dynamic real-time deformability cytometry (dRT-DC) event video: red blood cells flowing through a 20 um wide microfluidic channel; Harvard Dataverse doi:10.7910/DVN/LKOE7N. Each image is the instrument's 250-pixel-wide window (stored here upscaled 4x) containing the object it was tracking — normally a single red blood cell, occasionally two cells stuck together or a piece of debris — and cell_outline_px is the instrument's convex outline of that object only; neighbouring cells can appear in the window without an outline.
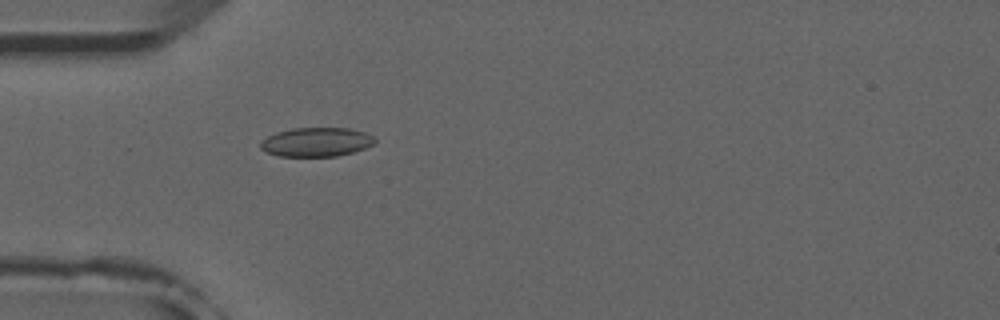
{"species": "common noctule bat (a hibernating species)", "species_latin": "Nyctalus noctula", "temperature_condition": "room temperature", "stored_images_in_passage": 38, "camera_frame_rate_fps": 3000, "um_per_image_px": 0.085, "animal": {"sex": "male", "forearm_length_mm": 52.5}, "frame": {"image": 1, "passage_image": 2, "time_ms": 0.333, "image_size_px": [1000, 320], "cell_outline_px": [[376, 140], [372, 144], [364, 148], [352, 152], [336, 156], [280, 156], [268, 152], [260, 148], [260, 140], [276, 132], [292, 128], [348, 128], [364, 132], [372, 136]], "centroid_in_image_um": [26.85, 12.06], "position_along_channel_um": 58.1, "area_um2": 19.19}}
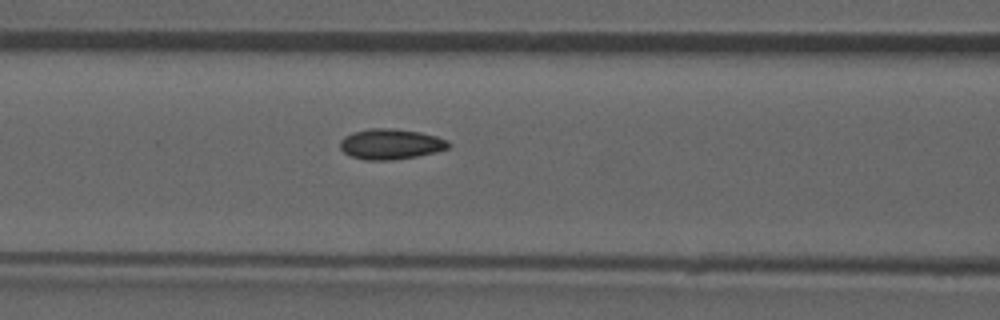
{"frame": {"image": 2, "passage_image": 8, "time_ms": 2.333, "image_size_px": [1000, 320], "cell_outline_px": [[452, 144], [448, 148], [436, 152], [416, 156], [392, 160], [364, 160], [352, 156], [344, 152], [340, 148], [340, 140], [344, 136], [352, 132], [368, 128], [392, 128], [420, 132], [436, 136], [448, 140]], "centroid_in_image_um": [33.21, 12.24], "position_along_channel_um": 133.4, "area_um2": 19.36}}
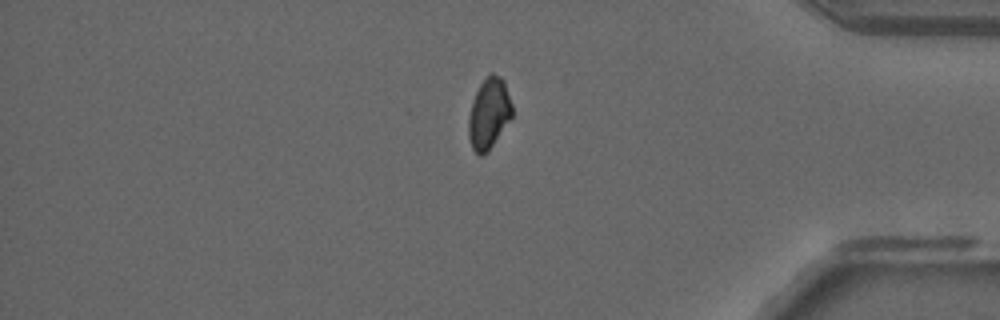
{"frame": {"image": 3, "passage_image": 30, "time_ms": 9.667, "image_size_px": [1000, 320], "cell_outline_px": [[512, 116], [488, 152], [480, 156], [472, 148], [468, 136], [468, 116], [472, 100], [480, 84], [492, 72], [500, 76], [504, 80], [512, 104]], "centroid_in_image_um": [41.55, 9.65], "position_along_channel_um": 393.7, "area_um2": 17.98}, "authors_computed_cell_mechanics": {"area_um2": 18.4093, "velocity_mm_per_s": 3.9331, "shape_relaxation_time_tau1_ms": null, "shape_relaxation_time_tau2_ms": 2.4672, "deformation_change_tau1": null, "deformation_change_tau2": 0.0638}}